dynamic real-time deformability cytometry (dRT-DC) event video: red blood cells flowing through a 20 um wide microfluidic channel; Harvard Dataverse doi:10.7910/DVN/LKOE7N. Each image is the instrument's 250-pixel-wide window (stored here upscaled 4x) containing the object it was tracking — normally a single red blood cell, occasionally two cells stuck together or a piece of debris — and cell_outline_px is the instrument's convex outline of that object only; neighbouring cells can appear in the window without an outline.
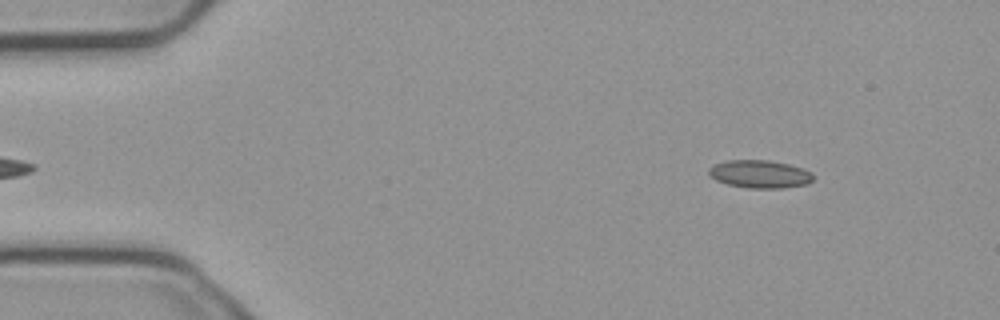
{"species": "common noctule bat (a hibernating species)", "species_latin": "Nyctalus noctula", "temperature_condition": "cold", "stored_images_in_passage": 4, "camera_frame_rate_fps": 3000, "um_per_image_px": 0.085, "animal": {"sex": "male", "body_mass_g": 23.1, "forearm_length_mm": 52.7}, "frame": {"image": 1, "passage_image": 1, "time_ms": 0.0, "image_size_px": [1000, 320], "cell_outline_px": [[812, 180], [808, 184], [784, 188], [748, 188], [728, 184], [716, 180], [708, 172], [708, 168], [712, 164], [728, 160], [768, 160], [788, 164], [804, 168], [812, 172]], "centroid_in_image_um": [64.59, 14.79], "position_along_channel_um": 20.4, "area_um2": 17.05}}
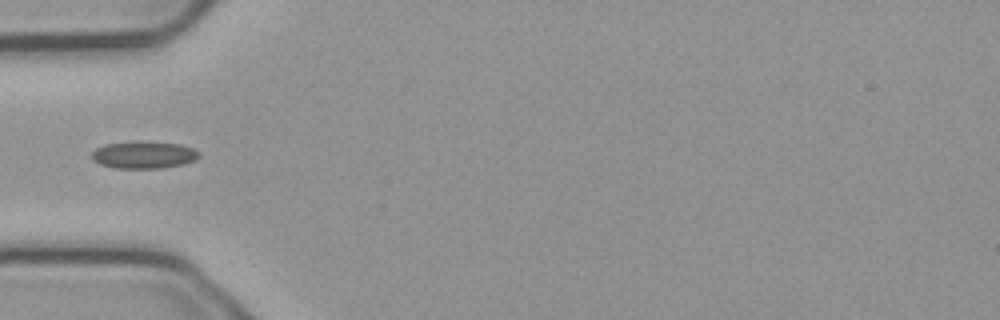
{"frame": {"image": 2, "passage_image": 4, "time_ms": 1.0, "image_size_px": [1000, 320], "cell_outline_px": [[200, 156], [196, 160], [184, 164], [160, 168], [116, 168], [100, 164], [92, 160], [92, 152], [96, 148], [104, 144], [136, 140], [140, 140], [180, 144], [192, 148], [200, 152]], "centroid_in_image_um": [12.22, 13.14], "position_along_channel_um": 72.8, "area_um2": 17.34}}